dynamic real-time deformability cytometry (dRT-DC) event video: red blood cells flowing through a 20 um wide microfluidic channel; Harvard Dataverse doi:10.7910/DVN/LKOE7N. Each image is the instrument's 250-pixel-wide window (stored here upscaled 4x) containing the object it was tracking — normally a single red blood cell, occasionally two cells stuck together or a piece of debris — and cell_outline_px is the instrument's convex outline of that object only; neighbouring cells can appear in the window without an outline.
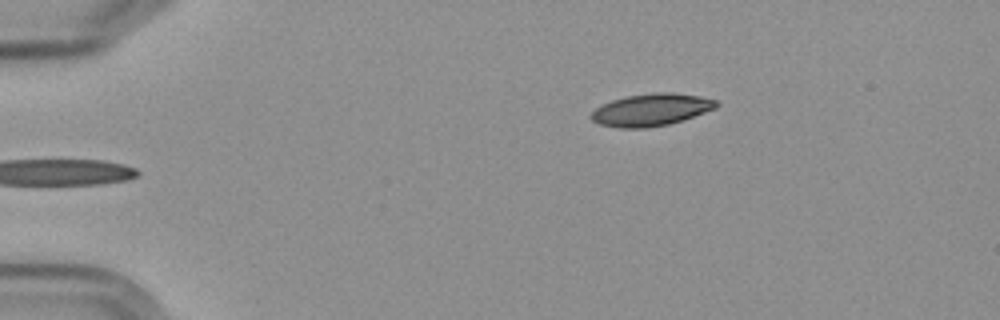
{"species": "Egyptian fruit bat (a non-hibernating species)", "species_latin": "Rousettus aegyptiacus", "temperature_condition": "cold", "stored_images_in_passage": 3, "camera_frame_rate_fps": 3000, "um_per_image_px": 0.085, "frame": {"image": 1, "passage_image": 3, "time_ms": 2.333, "image_size_px": [1000, 320], "cell_outline_px": [[720, 104], [716, 108], [684, 120], [668, 124], [644, 128], [620, 128], [600, 124], [592, 120], [588, 116], [600, 104], [612, 100], [628, 96], [656, 92], [672, 92], [700, 96], [716, 100]], "centroid_in_image_um": [55.35, 9.33], "position_along_channel_um": 29.6, "area_um2": 23.58}}